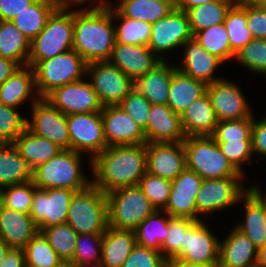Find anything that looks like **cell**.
<instances>
[{"mask_svg":"<svg viewBox=\"0 0 266 267\" xmlns=\"http://www.w3.org/2000/svg\"><path fill=\"white\" fill-rule=\"evenodd\" d=\"M32 91L37 95L33 68L22 66L0 86V102L17 108L33 96Z\"/></svg>","mask_w":266,"mask_h":267,"instance_id":"31","label":"cell"},{"mask_svg":"<svg viewBox=\"0 0 266 267\" xmlns=\"http://www.w3.org/2000/svg\"><path fill=\"white\" fill-rule=\"evenodd\" d=\"M44 99L65 115L101 112L103 109L90 82L82 79L56 88Z\"/></svg>","mask_w":266,"mask_h":267,"instance_id":"15","label":"cell"},{"mask_svg":"<svg viewBox=\"0 0 266 267\" xmlns=\"http://www.w3.org/2000/svg\"><path fill=\"white\" fill-rule=\"evenodd\" d=\"M135 245L134 231L108 226L103 234L100 267H122Z\"/></svg>","mask_w":266,"mask_h":267,"instance_id":"29","label":"cell"},{"mask_svg":"<svg viewBox=\"0 0 266 267\" xmlns=\"http://www.w3.org/2000/svg\"><path fill=\"white\" fill-rule=\"evenodd\" d=\"M102 240L103 234H78L74 256L69 263L77 267H100Z\"/></svg>","mask_w":266,"mask_h":267,"instance_id":"43","label":"cell"},{"mask_svg":"<svg viewBox=\"0 0 266 267\" xmlns=\"http://www.w3.org/2000/svg\"><path fill=\"white\" fill-rule=\"evenodd\" d=\"M264 0H233L235 5L245 7L251 5H260Z\"/></svg>","mask_w":266,"mask_h":267,"instance_id":"64","label":"cell"},{"mask_svg":"<svg viewBox=\"0 0 266 267\" xmlns=\"http://www.w3.org/2000/svg\"><path fill=\"white\" fill-rule=\"evenodd\" d=\"M11 248L6 244V242L0 238V264L2 263L3 259L6 256V253L10 250Z\"/></svg>","mask_w":266,"mask_h":267,"instance_id":"65","label":"cell"},{"mask_svg":"<svg viewBox=\"0 0 266 267\" xmlns=\"http://www.w3.org/2000/svg\"><path fill=\"white\" fill-rule=\"evenodd\" d=\"M115 7L125 17L153 24L174 9V0H120Z\"/></svg>","mask_w":266,"mask_h":267,"instance_id":"34","label":"cell"},{"mask_svg":"<svg viewBox=\"0 0 266 267\" xmlns=\"http://www.w3.org/2000/svg\"><path fill=\"white\" fill-rule=\"evenodd\" d=\"M0 267H26L24 249L11 248L6 253Z\"/></svg>","mask_w":266,"mask_h":267,"instance_id":"57","label":"cell"},{"mask_svg":"<svg viewBox=\"0 0 266 267\" xmlns=\"http://www.w3.org/2000/svg\"><path fill=\"white\" fill-rule=\"evenodd\" d=\"M193 38L186 12L173 9L167 16L152 24L148 48L160 59L163 52L182 46Z\"/></svg>","mask_w":266,"mask_h":267,"instance_id":"14","label":"cell"},{"mask_svg":"<svg viewBox=\"0 0 266 267\" xmlns=\"http://www.w3.org/2000/svg\"><path fill=\"white\" fill-rule=\"evenodd\" d=\"M109 61L135 82L161 60L148 46L115 43Z\"/></svg>","mask_w":266,"mask_h":267,"instance_id":"22","label":"cell"},{"mask_svg":"<svg viewBox=\"0 0 266 267\" xmlns=\"http://www.w3.org/2000/svg\"><path fill=\"white\" fill-rule=\"evenodd\" d=\"M86 74L103 107L118 105L134 88V82L110 61L87 64Z\"/></svg>","mask_w":266,"mask_h":267,"instance_id":"9","label":"cell"},{"mask_svg":"<svg viewBox=\"0 0 266 267\" xmlns=\"http://www.w3.org/2000/svg\"><path fill=\"white\" fill-rule=\"evenodd\" d=\"M26 267H61L64 261L38 231L24 248Z\"/></svg>","mask_w":266,"mask_h":267,"instance_id":"42","label":"cell"},{"mask_svg":"<svg viewBox=\"0 0 266 267\" xmlns=\"http://www.w3.org/2000/svg\"><path fill=\"white\" fill-rule=\"evenodd\" d=\"M90 1L91 3L96 2V0H50L56 11H70V5H79Z\"/></svg>","mask_w":266,"mask_h":267,"instance_id":"60","label":"cell"},{"mask_svg":"<svg viewBox=\"0 0 266 267\" xmlns=\"http://www.w3.org/2000/svg\"><path fill=\"white\" fill-rule=\"evenodd\" d=\"M247 28L254 39H266V9L261 5L247 6Z\"/></svg>","mask_w":266,"mask_h":267,"instance_id":"54","label":"cell"},{"mask_svg":"<svg viewBox=\"0 0 266 267\" xmlns=\"http://www.w3.org/2000/svg\"><path fill=\"white\" fill-rule=\"evenodd\" d=\"M101 115L108 147L147 143L144 129L119 105L104 106Z\"/></svg>","mask_w":266,"mask_h":267,"instance_id":"16","label":"cell"},{"mask_svg":"<svg viewBox=\"0 0 266 267\" xmlns=\"http://www.w3.org/2000/svg\"><path fill=\"white\" fill-rule=\"evenodd\" d=\"M71 150L89 153L90 162L108 146L101 112L67 115Z\"/></svg>","mask_w":266,"mask_h":267,"instance_id":"11","label":"cell"},{"mask_svg":"<svg viewBox=\"0 0 266 267\" xmlns=\"http://www.w3.org/2000/svg\"><path fill=\"white\" fill-rule=\"evenodd\" d=\"M19 68L16 62L0 56V86Z\"/></svg>","mask_w":266,"mask_h":267,"instance_id":"58","label":"cell"},{"mask_svg":"<svg viewBox=\"0 0 266 267\" xmlns=\"http://www.w3.org/2000/svg\"><path fill=\"white\" fill-rule=\"evenodd\" d=\"M75 192L66 188L35 189L29 214L38 231L66 223Z\"/></svg>","mask_w":266,"mask_h":267,"instance_id":"13","label":"cell"},{"mask_svg":"<svg viewBox=\"0 0 266 267\" xmlns=\"http://www.w3.org/2000/svg\"><path fill=\"white\" fill-rule=\"evenodd\" d=\"M184 47L183 67L176 66L177 70L207 85L221 78L214 77L216 68L223 62L207 52L194 38L186 41Z\"/></svg>","mask_w":266,"mask_h":267,"instance_id":"24","label":"cell"},{"mask_svg":"<svg viewBox=\"0 0 266 267\" xmlns=\"http://www.w3.org/2000/svg\"><path fill=\"white\" fill-rule=\"evenodd\" d=\"M31 41L12 23L0 20V56L26 66Z\"/></svg>","mask_w":266,"mask_h":267,"instance_id":"33","label":"cell"},{"mask_svg":"<svg viewBox=\"0 0 266 267\" xmlns=\"http://www.w3.org/2000/svg\"><path fill=\"white\" fill-rule=\"evenodd\" d=\"M33 181V169L13 143H0V189Z\"/></svg>","mask_w":266,"mask_h":267,"instance_id":"30","label":"cell"},{"mask_svg":"<svg viewBox=\"0 0 266 267\" xmlns=\"http://www.w3.org/2000/svg\"><path fill=\"white\" fill-rule=\"evenodd\" d=\"M37 232V226L30 214L0 204V238L10 248L24 249Z\"/></svg>","mask_w":266,"mask_h":267,"instance_id":"23","label":"cell"},{"mask_svg":"<svg viewBox=\"0 0 266 267\" xmlns=\"http://www.w3.org/2000/svg\"><path fill=\"white\" fill-rule=\"evenodd\" d=\"M41 232L64 263L72 260L78 233L69 224L51 226Z\"/></svg>","mask_w":266,"mask_h":267,"instance_id":"45","label":"cell"},{"mask_svg":"<svg viewBox=\"0 0 266 267\" xmlns=\"http://www.w3.org/2000/svg\"><path fill=\"white\" fill-rule=\"evenodd\" d=\"M36 0H0V20L11 21Z\"/></svg>","mask_w":266,"mask_h":267,"instance_id":"56","label":"cell"},{"mask_svg":"<svg viewBox=\"0 0 266 267\" xmlns=\"http://www.w3.org/2000/svg\"><path fill=\"white\" fill-rule=\"evenodd\" d=\"M166 214L162 217L160 214ZM136 244L161 252V246L168 235V214L156 210L134 230Z\"/></svg>","mask_w":266,"mask_h":267,"instance_id":"38","label":"cell"},{"mask_svg":"<svg viewBox=\"0 0 266 267\" xmlns=\"http://www.w3.org/2000/svg\"><path fill=\"white\" fill-rule=\"evenodd\" d=\"M138 186L156 210H163L166 207L171 191L170 180L146 172Z\"/></svg>","mask_w":266,"mask_h":267,"instance_id":"48","label":"cell"},{"mask_svg":"<svg viewBox=\"0 0 266 267\" xmlns=\"http://www.w3.org/2000/svg\"><path fill=\"white\" fill-rule=\"evenodd\" d=\"M216 0H174V9L186 12L195 6L211 3Z\"/></svg>","mask_w":266,"mask_h":267,"instance_id":"59","label":"cell"},{"mask_svg":"<svg viewBox=\"0 0 266 267\" xmlns=\"http://www.w3.org/2000/svg\"><path fill=\"white\" fill-rule=\"evenodd\" d=\"M168 267H219V266L218 264H192L174 260V261H168Z\"/></svg>","mask_w":266,"mask_h":267,"instance_id":"62","label":"cell"},{"mask_svg":"<svg viewBox=\"0 0 266 267\" xmlns=\"http://www.w3.org/2000/svg\"><path fill=\"white\" fill-rule=\"evenodd\" d=\"M61 267H77V266H75V265L70 264L69 262H67V263H64Z\"/></svg>","mask_w":266,"mask_h":267,"instance_id":"66","label":"cell"},{"mask_svg":"<svg viewBox=\"0 0 266 267\" xmlns=\"http://www.w3.org/2000/svg\"><path fill=\"white\" fill-rule=\"evenodd\" d=\"M207 86L176 69L171 78L167 105L174 113L181 115L194 101L207 93Z\"/></svg>","mask_w":266,"mask_h":267,"instance_id":"28","label":"cell"},{"mask_svg":"<svg viewBox=\"0 0 266 267\" xmlns=\"http://www.w3.org/2000/svg\"><path fill=\"white\" fill-rule=\"evenodd\" d=\"M33 71L37 96L45 98L56 88L81 80L87 63L72 49L38 62Z\"/></svg>","mask_w":266,"mask_h":267,"instance_id":"7","label":"cell"},{"mask_svg":"<svg viewBox=\"0 0 266 267\" xmlns=\"http://www.w3.org/2000/svg\"><path fill=\"white\" fill-rule=\"evenodd\" d=\"M203 178L187 168L171 181V191L162 210L171 217L197 220L196 196Z\"/></svg>","mask_w":266,"mask_h":267,"instance_id":"17","label":"cell"},{"mask_svg":"<svg viewBox=\"0 0 266 267\" xmlns=\"http://www.w3.org/2000/svg\"><path fill=\"white\" fill-rule=\"evenodd\" d=\"M5 188H7L6 191H4ZM36 188L33 181L3 187L0 189V204L6 208L29 214Z\"/></svg>","mask_w":266,"mask_h":267,"instance_id":"46","label":"cell"},{"mask_svg":"<svg viewBox=\"0 0 266 267\" xmlns=\"http://www.w3.org/2000/svg\"><path fill=\"white\" fill-rule=\"evenodd\" d=\"M66 223L78 234H104L108 228L107 194L93 183L76 191L68 208Z\"/></svg>","mask_w":266,"mask_h":267,"instance_id":"4","label":"cell"},{"mask_svg":"<svg viewBox=\"0 0 266 267\" xmlns=\"http://www.w3.org/2000/svg\"><path fill=\"white\" fill-rule=\"evenodd\" d=\"M144 132L147 143H177L186 138L180 115L168 105L151 104Z\"/></svg>","mask_w":266,"mask_h":267,"instance_id":"21","label":"cell"},{"mask_svg":"<svg viewBox=\"0 0 266 267\" xmlns=\"http://www.w3.org/2000/svg\"><path fill=\"white\" fill-rule=\"evenodd\" d=\"M251 138L253 154L266 156V116L257 121L253 118Z\"/></svg>","mask_w":266,"mask_h":267,"instance_id":"55","label":"cell"},{"mask_svg":"<svg viewBox=\"0 0 266 267\" xmlns=\"http://www.w3.org/2000/svg\"><path fill=\"white\" fill-rule=\"evenodd\" d=\"M180 118L186 137L211 136L218 123L207 93L186 108L181 113Z\"/></svg>","mask_w":266,"mask_h":267,"instance_id":"27","label":"cell"},{"mask_svg":"<svg viewBox=\"0 0 266 267\" xmlns=\"http://www.w3.org/2000/svg\"><path fill=\"white\" fill-rule=\"evenodd\" d=\"M13 145L33 170L62 150L48 139L35 135L28 128L17 137Z\"/></svg>","mask_w":266,"mask_h":267,"instance_id":"32","label":"cell"},{"mask_svg":"<svg viewBox=\"0 0 266 267\" xmlns=\"http://www.w3.org/2000/svg\"><path fill=\"white\" fill-rule=\"evenodd\" d=\"M216 118L223 120H239L252 116V111L238 85L219 79L207 86Z\"/></svg>","mask_w":266,"mask_h":267,"instance_id":"18","label":"cell"},{"mask_svg":"<svg viewBox=\"0 0 266 267\" xmlns=\"http://www.w3.org/2000/svg\"><path fill=\"white\" fill-rule=\"evenodd\" d=\"M108 226L134 231L149 215L156 211L139 186L116 189L107 194Z\"/></svg>","mask_w":266,"mask_h":267,"instance_id":"8","label":"cell"},{"mask_svg":"<svg viewBox=\"0 0 266 267\" xmlns=\"http://www.w3.org/2000/svg\"><path fill=\"white\" fill-rule=\"evenodd\" d=\"M190 218H178L168 215V235L161 246L162 256L167 261L177 260L185 246V232L196 222Z\"/></svg>","mask_w":266,"mask_h":267,"instance_id":"44","label":"cell"},{"mask_svg":"<svg viewBox=\"0 0 266 267\" xmlns=\"http://www.w3.org/2000/svg\"><path fill=\"white\" fill-rule=\"evenodd\" d=\"M146 144L107 147L91 162L92 183L104 194L116 189L137 186L147 172Z\"/></svg>","mask_w":266,"mask_h":267,"instance_id":"2","label":"cell"},{"mask_svg":"<svg viewBox=\"0 0 266 267\" xmlns=\"http://www.w3.org/2000/svg\"><path fill=\"white\" fill-rule=\"evenodd\" d=\"M243 177L205 179L196 196L197 220L201 215L211 214L234 206L248 191L242 186ZM199 215V216H198Z\"/></svg>","mask_w":266,"mask_h":267,"instance_id":"12","label":"cell"},{"mask_svg":"<svg viewBox=\"0 0 266 267\" xmlns=\"http://www.w3.org/2000/svg\"><path fill=\"white\" fill-rule=\"evenodd\" d=\"M84 8L73 10V49L87 64L109 61L116 43L112 3Z\"/></svg>","mask_w":266,"mask_h":267,"instance_id":"1","label":"cell"},{"mask_svg":"<svg viewBox=\"0 0 266 267\" xmlns=\"http://www.w3.org/2000/svg\"><path fill=\"white\" fill-rule=\"evenodd\" d=\"M113 18L120 21L115 26L116 43L148 46L152 24L125 17L117 8H113Z\"/></svg>","mask_w":266,"mask_h":267,"instance_id":"39","label":"cell"},{"mask_svg":"<svg viewBox=\"0 0 266 267\" xmlns=\"http://www.w3.org/2000/svg\"><path fill=\"white\" fill-rule=\"evenodd\" d=\"M260 5L266 9V0H264Z\"/></svg>","mask_w":266,"mask_h":267,"instance_id":"67","label":"cell"},{"mask_svg":"<svg viewBox=\"0 0 266 267\" xmlns=\"http://www.w3.org/2000/svg\"><path fill=\"white\" fill-rule=\"evenodd\" d=\"M54 11L55 8L50 0H36L11 21L32 41L44 29L48 18Z\"/></svg>","mask_w":266,"mask_h":267,"instance_id":"36","label":"cell"},{"mask_svg":"<svg viewBox=\"0 0 266 267\" xmlns=\"http://www.w3.org/2000/svg\"><path fill=\"white\" fill-rule=\"evenodd\" d=\"M193 38L211 55L219 58L223 63L235 58L231 51L228 32L224 23L198 31Z\"/></svg>","mask_w":266,"mask_h":267,"instance_id":"40","label":"cell"},{"mask_svg":"<svg viewBox=\"0 0 266 267\" xmlns=\"http://www.w3.org/2000/svg\"><path fill=\"white\" fill-rule=\"evenodd\" d=\"M122 267H168L160 251L135 245Z\"/></svg>","mask_w":266,"mask_h":267,"instance_id":"53","label":"cell"},{"mask_svg":"<svg viewBox=\"0 0 266 267\" xmlns=\"http://www.w3.org/2000/svg\"><path fill=\"white\" fill-rule=\"evenodd\" d=\"M176 65L159 61L150 71L134 82V88L151 104L167 105L169 86Z\"/></svg>","mask_w":266,"mask_h":267,"instance_id":"26","label":"cell"},{"mask_svg":"<svg viewBox=\"0 0 266 267\" xmlns=\"http://www.w3.org/2000/svg\"><path fill=\"white\" fill-rule=\"evenodd\" d=\"M32 100V121L27 128L35 135L46 138L62 150H71L67 115L53 107L46 99L35 95Z\"/></svg>","mask_w":266,"mask_h":267,"instance_id":"10","label":"cell"},{"mask_svg":"<svg viewBox=\"0 0 266 267\" xmlns=\"http://www.w3.org/2000/svg\"><path fill=\"white\" fill-rule=\"evenodd\" d=\"M219 242L207 225L197 220L185 232V246H182V255L177 260L192 264H218Z\"/></svg>","mask_w":266,"mask_h":267,"instance_id":"19","label":"cell"},{"mask_svg":"<svg viewBox=\"0 0 266 267\" xmlns=\"http://www.w3.org/2000/svg\"><path fill=\"white\" fill-rule=\"evenodd\" d=\"M224 156L229 160L232 166L242 175H244L241 165L243 162L250 161L253 155L252 140L240 141H215Z\"/></svg>","mask_w":266,"mask_h":267,"instance_id":"51","label":"cell"},{"mask_svg":"<svg viewBox=\"0 0 266 267\" xmlns=\"http://www.w3.org/2000/svg\"><path fill=\"white\" fill-rule=\"evenodd\" d=\"M248 191L262 204L263 218L266 224V196L263 197V194L261 193L260 189L255 185L250 186V188H248Z\"/></svg>","mask_w":266,"mask_h":267,"instance_id":"61","label":"cell"},{"mask_svg":"<svg viewBox=\"0 0 266 267\" xmlns=\"http://www.w3.org/2000/svg\"><path fill=\"white\" fill-rule=\"evenodd\" d=\"M147 172L173 181L186 167L183 142L146 143Z\"/></svg>","mask_w":266,"mask_h":267,"instance_id":"20","label":"cell"},{"mask_svg":"<svg viewBox=\"0 0 266 267\" xmlns=\"http://www.w3.org/2000/svg\"><path fill=\"white\" fill-rule=\"evenodd\" d=\"M224 25L234 55L254 39L247 28V6L233 4L226 14Z\"/></svg>","mask_w":266,"mask_h":267,"instance_id":"41","label":"cell"},{"mask_svg":"<svg viewBox=\"0 0 266 267\" xmlns=\"http://www.w3.org/2000/svg\"><path fill=\"white\" fill-rule=\"evenodd\" d=\"M144 130L147 127L151 103L135 88L118 104Z\"/></svg>","mask_w":266,"mask_h":267,"instance_id":"52","label":"cell"},{"mask_svg":"<svg viewBox=\"0 0 266 267\" xmlns=\"http://www.w3.org/2000/svg\"><path fill=\"white\" fill-rule=\"evenodd\" d=\"M242 66L258 74H266V39H253L235 54Z\"/></svg>","mask_w":266,"mask_h":267,"instance_id":"49","label":"cell"},{"mask_svg":"<svg viewBox=\"0 0 266 267\" xmlns=\"http://www.w3.org/2000/svg\"><path fill=\"white\" fill-rule=\"evenodd\" d=\"M73 41V10H55L44 29L31 41L27 65L33 68L40 61L72 50Z\"/></svg>","mask_w":266,"mask_h":267,"instance_id":"6","label":"cell"},{"mask_svg":"<svg viewBox=\"0 0 266 267\" xmlns=\"http://www.w3.org/2000/svg\"><path fill=\"white\" fill-rule=\"evenodd\" d=\"M256 266L266 267V244L258 248Z\"/></svg>","mask_w":266,"mask_h":267,"instance_id":"63","label":"cell"},{"mask_svg":"<svg viewBox=\"0 0 266 267\" xmlns=\"http://www.w3.org/2000/svg\"><path fill=\"white\" fill-rule=\"evenodd\" d=\"M233 4V0H216L188 9L186 14L192 34L194 35L198 31L216 24L224 23L226 14Z\"/></svg>","mask_w":266,"mask_h":267,"instance_id":"37","label":"cell"},{"mask_svg":"<svg viewBox=\"0 0 266 267\" xmlns=\"http://www.w3.org/2000/svg\"><path fill=\"white\" fill-rule=\"evenodd\" d=\"M258 248L235 227L219 242V267H251L256 265Z\"/></svg>","mask_w":266,"mask_h":267,"instance_id":"25","label":"cell"},{"mask_svg":"<svg viewBox=\"0 0 266 267\" xmlns=\"http://www.w3.org/2000/svg\"><path fill=\"white\" fill-rule=\"evenodd\" d=\"M81 153L61 150L47 162L33 170V183L39 189L66 188L80 191L87 188L88 180L81 170Z\"/></svg>","mask_w":266,"mask_h":267,"instance_id":"3","label":"cell"},{"mask_svg":"<svg viewBox=\"0 0 266 267\" xmlns=\"http://www.w3.org/2000/svg\"><path fill=\"white\" fill-rule=\"evenodd\" d=\"M186 167L205 179L243 177L211 136H188L183 141Z\"/></svg>","mask_w":266,"mask_h":267,"instance_id":"5","label":"cell"},{"mask_svg":"<svg viewBox=\"0 0 266 267\" xmlns=\"http://www.w3.org/2000/svg\"><path fill=\"white\" fill-rule=\"evenodd\" d=\"M253 115L239 120H223L216 125L211 137L215 141L252 140Z\"/></svg>","mask_w":266,"mask_h":267,"instance_id":"47","label":"cell"},{"mask_svg":"<svg viewBox=\"0 0 266 267\" xmlns=\"http://www.w3.org/2000/svg\"><path fill=\"white\" fill-rule=\"evenodd\" d=\"M239 201L243 204L245 202V220L235 228L248 236L252 243L260 248L266 244V224L263 218L262 204L249 191Z\"/></svg>","mask_w":266,"mask_h":267,"instance_id":"35","label":"cell"},{"mask_svg":"<svg viewBox=\"0 0 266 267\" xmlns=\"http://www.w3.org/2000/svg\"><path fill=\"white\" fill-rule=\"evenodd\" d=\"M15 110L0 102V143H13L27 128V119Z\"/></svg>","mask_w":266,"mask_h":267,"instance_id":"50","label":"cell"}]
</instances>
